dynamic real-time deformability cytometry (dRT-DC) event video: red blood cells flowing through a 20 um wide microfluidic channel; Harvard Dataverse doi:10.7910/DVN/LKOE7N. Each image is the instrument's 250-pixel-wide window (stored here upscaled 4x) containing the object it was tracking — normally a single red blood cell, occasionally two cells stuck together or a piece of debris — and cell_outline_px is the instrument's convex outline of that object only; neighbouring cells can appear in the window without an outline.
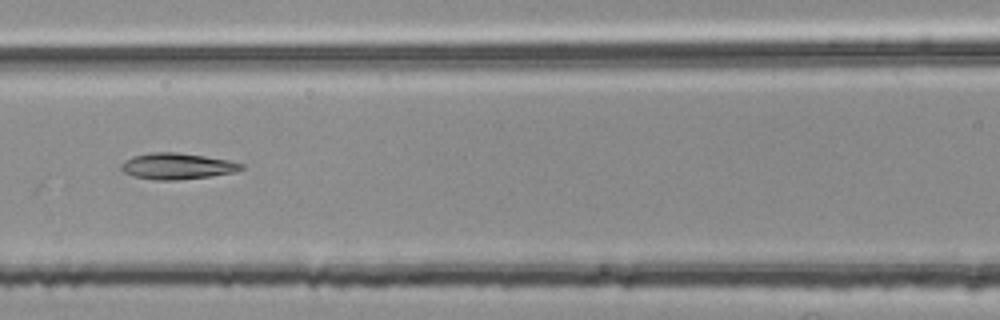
{"species": "common noctule bat (a hibernating species)", "species_latin": "Nyctalus noctula", "temperature_condition": "room temperature", "stored_images_in_passage": 47, "camera_frame_rate_fps": 3000, "um_per_image_px": 0.085, "animal": {"sex": "female", "body_mass_g": 25.1}, "frame": {"image": 1, "passage_image": 17, "time_ms": 5.333, "image_size_px": [1000, 320], "cell_outline_px": [[244, 168], [236, 172], [208, 176], [176, 180], [156, 180], [132, 176], [124, 172], [120, 168], [120, 164], [132, 156], [148, 152], [176, 152], [204, 156], [228, 160], [244, 164]], "centroid_in_image_um": [15.03, 14.12], "position_along_channel_um": 151.6, "area_um2": 18.32}}
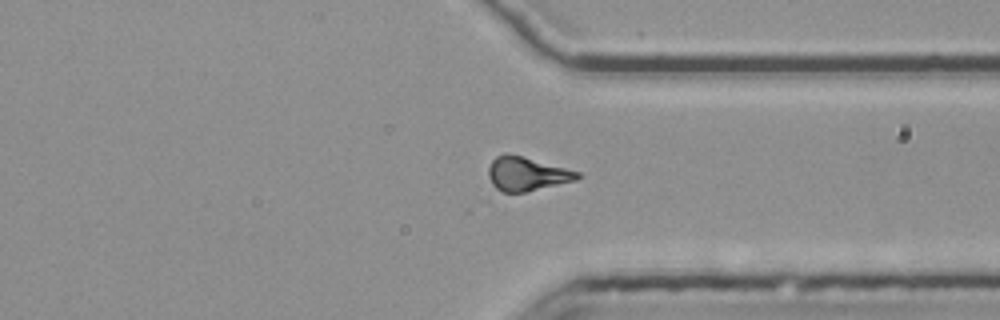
{"frame": {"image": 2, "passage_image": 34, "time_ms": 11.0, "image_size_px": [1000, 320], "cell_outline_px": [[580, 176], [576, 180], [524, 192], [496, 196], [488, 176], [488, 168], [492, 160], [496, 156], [504, 152], [508, 152], [580, 172]], "centroid_in_image_um": [44.65, 14.81], "position_along_channel_um": 366.7, "area_um2": 18.15}}
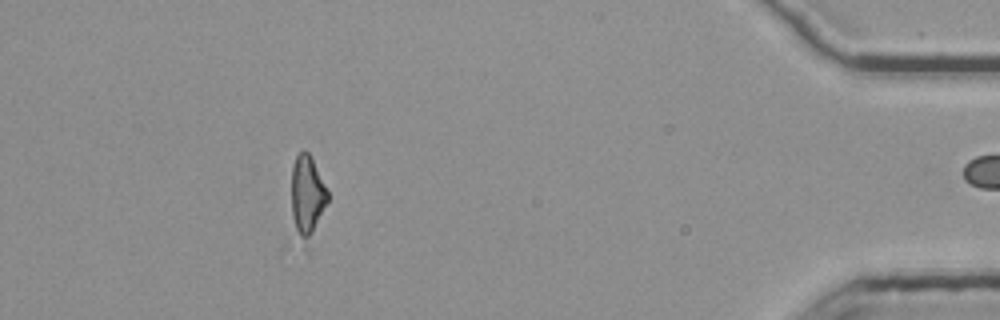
{"frame": {"image": 3, "passage_image": 42, "time_ms": 13.667, "image_size_px": [1000, 320], "cell_outline_px": [[328, 200], [304, 248], [296, 228], [292, 216], [292, 164], [296, 156], [304, 148], [308, 152], [328, 192]], "centroid_in_image_um": [26.08, 16.61], "position_along_channel_um": 409.1, "area_um2": 16.42}}